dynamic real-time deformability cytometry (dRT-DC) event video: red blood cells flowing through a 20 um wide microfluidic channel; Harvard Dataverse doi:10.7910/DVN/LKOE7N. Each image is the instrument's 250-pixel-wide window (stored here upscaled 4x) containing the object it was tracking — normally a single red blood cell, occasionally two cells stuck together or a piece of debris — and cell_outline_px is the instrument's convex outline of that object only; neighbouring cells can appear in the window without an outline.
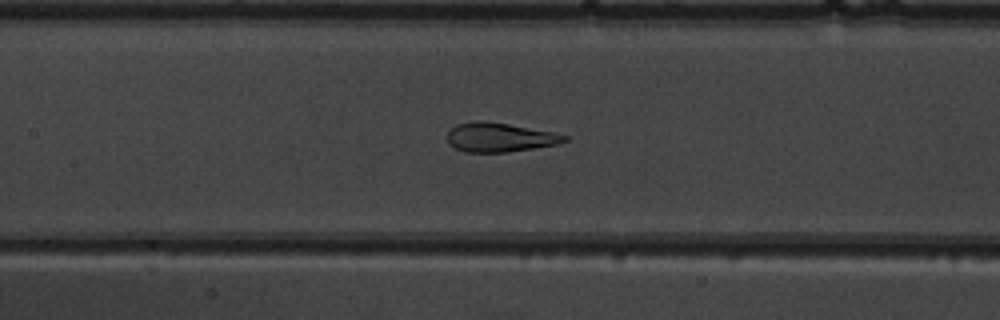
{"species": "common noctule bat (a hibernating species)", "species_latin": "Nyctalus noctula", "temperature_condition": "warm", "stored_images_in_passage": 46, "camera_frame_rate_fps": 3000, "um_per_image_px": 0.085, "animal": {"sex": "male", "body_mass_g": 19.5, "forearm_length_mm": 54.6}, "frame": {"image": 1, "passage_image": 19, "time_ms": 6.0, "image_size_px": [1000, 320], "cell_outline_px": [[568, 140], [556, 144], [508, 152], [464, 152], [448, 144], [448, 132], [456, 124], [508, 124], [552, 132], [568, 136]], "centroid_in_image_um": [42.5, 11.72], "position_along_channel_um": 164.9, "area_um2": 18.9}}
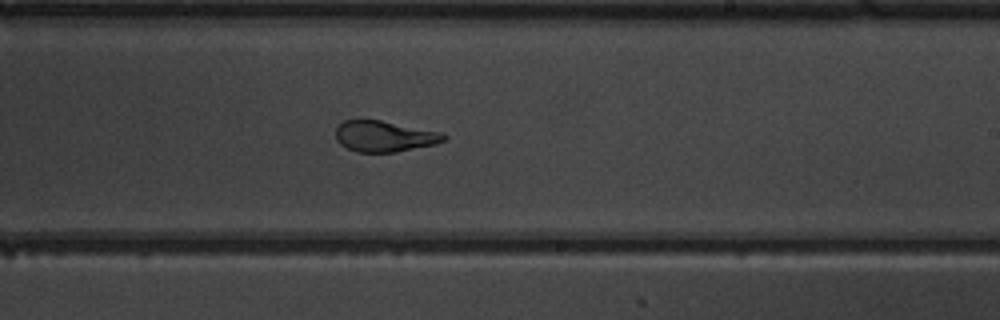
{"frame": {"image": 2, "passage_image": 26, "time_ms": 8.333, "image_size_px": [1000, 320], "cell_outline_px": [[448, 140], [436, 144], [396, 152], [356, 152], [340, 144], [336, 140], [336, 128], [344, 120], [380, 120], [444, 132], [448, 136]], "centroid_in_image_um": [32.73, 11.58], "position_along_channel_um": 256.3, "area_um2": 19.71}}
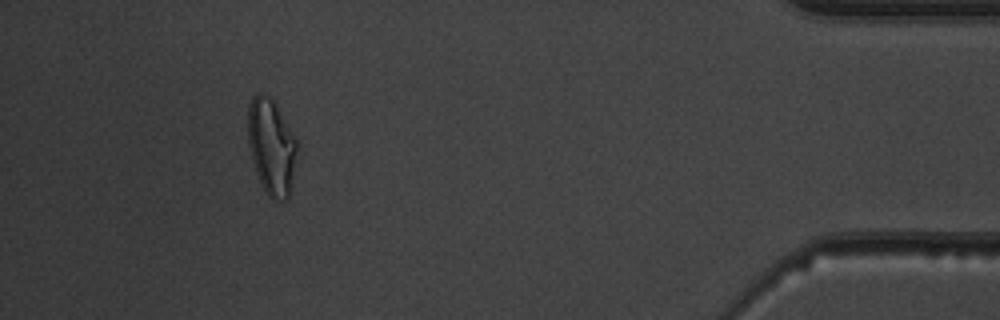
{"frame": {"image": 3, "passage_image": 42, "time_ms": 13.667, "image_size_px": [1000, 320], "cell_outline_px": [[296, 148], [288, 200], [272, 200], [264, 192], [256, 172], [252, 160], [248, 144], [248, 104], [252, 96], [256, 92], [260, 92], [268, 96], [272, 100], [296, 140]], "centroid_in_image_um": [23.01, 12.48], "position_along_channel_um": 412.2, "area_um2": 26.88}, "authors_computed_cell_mechanics": {"area_um2": 21.6461, "velocity_mm_per_s": 3.9298, "shape_relaxation_time_tau1_ms": 5.5906, "shape_relaxation_time_tau2_ms": 0.6824, "deformation_change_tau1": 0.1752, "deformation_change_tau2": 0.038}}